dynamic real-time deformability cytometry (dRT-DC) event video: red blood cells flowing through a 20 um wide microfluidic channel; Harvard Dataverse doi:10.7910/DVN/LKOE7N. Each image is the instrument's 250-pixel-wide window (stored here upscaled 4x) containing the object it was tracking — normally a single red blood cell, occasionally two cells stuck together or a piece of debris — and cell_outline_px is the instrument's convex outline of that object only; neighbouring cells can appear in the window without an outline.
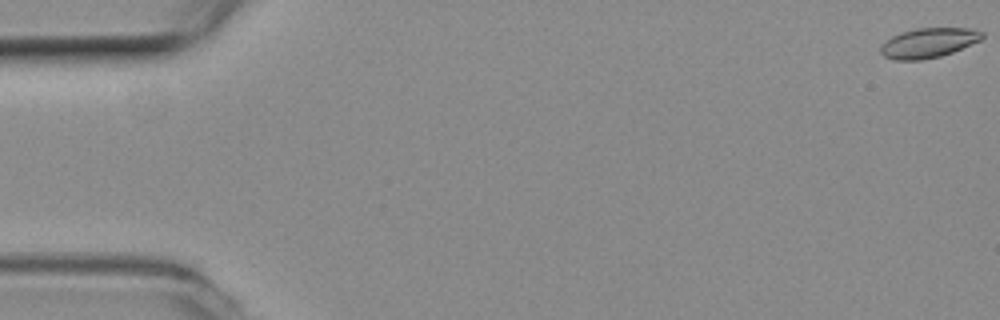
{"species": "common noctule bat (a hibernating species)", "species_latin": "Nyctalus noctula", "temperature_condition": "room temperature", "stored_images_in_passage": 6, "camera_frame_rate_fps": 3000, "um_per_image_px": 0.085, "animal": {"sex": "female", "body_mass_g": 19.3, "forearm_length_mm": 54.1}, "frame": {"image": 1, "passage_image": 1, "time_ms": 0.0, "image_size_px": [1000, 320], "cell_outline_px": [[984, 36], [980, 40], [952, 52], [940, 56], [920, 60], [896, 60], [884, 56], [880, 52], [880, 48], [892, 36], [916, 28], [972, 28], [984, 32]], "centroid_in_image_um": [78.95, 3.64], "position_along_channel_um": 6.0, "area_um2": 17.34}}
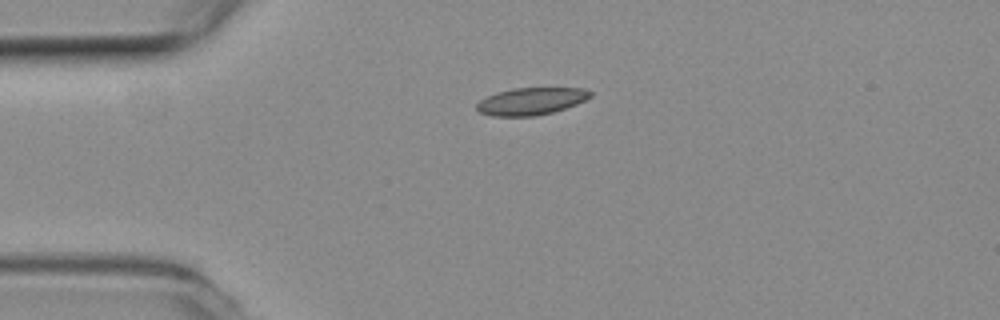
{"frame": {"image": 2, "passage_image": 5, "time_ms": 1.333, "image_size_px": [1000, 320], "cell_outline_px": [[592, 96], [576, 104], [552, 112], [536, 116], [492, 116], [480, 112], [476, 108], [476, 104], [480, 100], [496, 92], [512, 88], [584, 88], [592, 92]], "centroid_in_image_um": [45.13, 8.6], "position_along_channel_um": 39.9, "area_um2": 17.98}}